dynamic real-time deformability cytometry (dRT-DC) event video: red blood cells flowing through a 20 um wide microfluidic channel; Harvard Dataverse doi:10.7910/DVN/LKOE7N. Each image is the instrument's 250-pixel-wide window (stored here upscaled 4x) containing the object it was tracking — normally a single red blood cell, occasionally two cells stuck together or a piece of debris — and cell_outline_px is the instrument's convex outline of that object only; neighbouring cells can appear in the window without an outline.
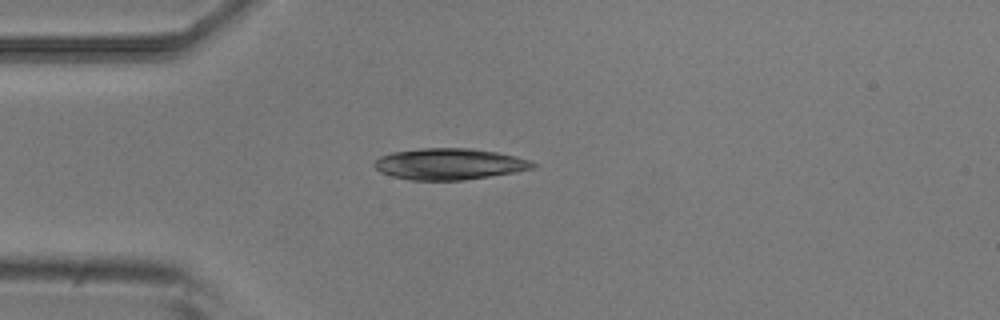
{"species": "common noctule bat (a hibernating species)", "species_latin": "Nyctalus noctula", "temperature_condition": "room temperature", "stored_images_in_passage": 5, "camera_frame_rate_fps": 3000, "um_per_image_px": 0.085, "animal": {"sex": "male", "body_mass_g": 20.5, "forearm_length_mm": 52.5}, "frame": {"image": 1, "passage_image": 4, "time_ms": 1.0, "image_size_px": [1000, 320], "cell_outline_px": [[536, 168], [516, 172], [464, 180], [412, 180], [392, 176], [380, 172], [372, 164], [380, 156], [392, 152], [420, 148], [472, 148], [496, 152], [516, 156], [528, 160], [536, 164]], "centroid_in_image_um": [38.19, 13.94], "position_along_channel_um": 46.8, "area_um2": 28.96}}